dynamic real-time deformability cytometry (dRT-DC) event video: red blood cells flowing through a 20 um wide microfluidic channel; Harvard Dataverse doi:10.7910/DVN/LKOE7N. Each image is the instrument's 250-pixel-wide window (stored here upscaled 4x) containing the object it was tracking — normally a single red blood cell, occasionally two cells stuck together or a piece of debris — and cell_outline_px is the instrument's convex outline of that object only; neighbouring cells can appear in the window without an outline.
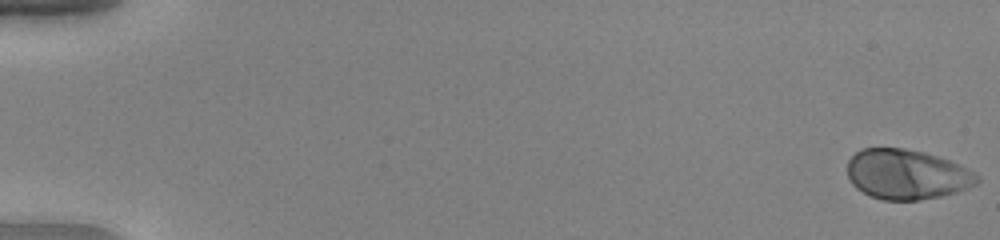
{"species": "human", "species_latin": "Homo sapiens", "temperature_condition": "warm", "stored_images_in_passage": 53, "camera_frame_rate_fps": 3000, "um_per_image_px": 0.085, "donor": {"sex": "female"}, "frame": {"image": 1, "passage_image": 1, "time_ms": 0.0, "image_size_px": [1000, 240], "cell_outline_px": [[980, 180], [976, 184], [968, 188], [956, 192], [940, 196], [920, 200], [884, 200], [872, 196], [856, 188], [852, 184], [848, 176], [848, 160], [860, 148], [904, 148], [924, 152], [948, 160], [968, 168], [976, 172], [980, 176]], "centroid_in_image_um": [77.1, 14.82], "position_along_channel_um": 7.9, "area_um2": 37.8}}
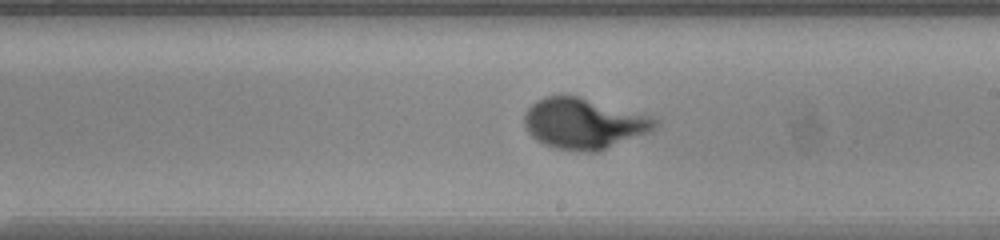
{"frame": {"image": 2, "passage_image": 32, "time_ms": 10.333, "image_size_px": [1000, 240], "cell_outline_px": [[660, 124], [652, 132], [600, 152], [584, 152], [556, 148], [544, 144], [536, 140], [528, 132], [524, 124], [524, 112], [536, 100], [544, 96], [560, 92], [576, 96], [648, 116], [656, 120]], "centroid_in_image_um": [49.6, 10.51], "position_along_channel_um": 239.4, "area_um2": 39.02}}
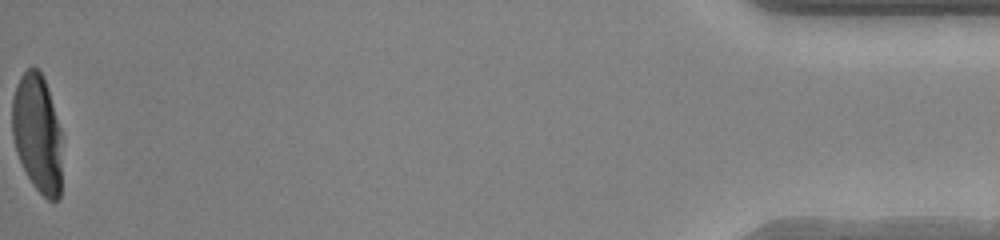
{"frame": {"image": 3, "passage_image": 53, "time_ms": 17.333, "image_size_px": [1000, 240], "cell_outline_px": [[60, 196], [56, 200], [48, 200], [32, 184], [16, 152], [12, 136], [12, 100], [16, 84], [20, 76], [28, 68], [36, 68], [40, 72], [48, 88], [60, 128]], "centroid_in_image_um": [3.15, 11.31], "position_along_channel_um": 432.1, "area_um2": 33.99}, "authors_computed_cell_mechanics": {"area_um2": 36.703, "velocity_mm_per_s": 4.0212, "shape_relaxation_time_tau1_ms": 3.5173, "shape_relaxation_time_tau2_ms": null, "deformation_change_tau1": 0.2554, "deformation_change_tau2": null}}